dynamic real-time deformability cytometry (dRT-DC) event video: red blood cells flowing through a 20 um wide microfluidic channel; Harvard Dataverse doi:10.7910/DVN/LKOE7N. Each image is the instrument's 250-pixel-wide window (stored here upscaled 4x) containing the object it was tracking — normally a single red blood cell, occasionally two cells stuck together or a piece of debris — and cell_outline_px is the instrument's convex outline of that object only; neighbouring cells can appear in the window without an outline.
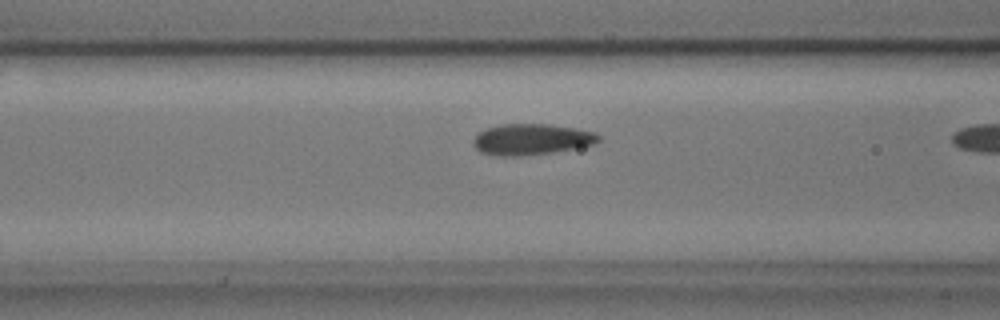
{"species": "common noctule bat (a hibernating species)", "species_latin": "Nyctalus noctula", "temperature_condition": "cold", "stored_images_in_passage": 8, "camera_frame_rate_fps": 3000, "um_per_image_px": 0.085, "animal": {"sex": "male", "body_mass_g": 17.9, "forearm_length_mm": 54.2}, "frame": {"image": 1, "passage_image": 7, "time_ms": 2.0, "image_size_px": [1000, 320], "cell_outline_px": [[600, 140], [596, 144], [552, 152], [520, 156], [496, 156], [480, 152], [472, 144], [472, 140], [480, 132], [488, 128], [500, 124], [548, 124], [576, 128], [596, 132], [600, 136]], "centroid_in_image_um": [45.18, 11.84], "position_along_channel_um": 121.4, "area_um2": 22.72}}